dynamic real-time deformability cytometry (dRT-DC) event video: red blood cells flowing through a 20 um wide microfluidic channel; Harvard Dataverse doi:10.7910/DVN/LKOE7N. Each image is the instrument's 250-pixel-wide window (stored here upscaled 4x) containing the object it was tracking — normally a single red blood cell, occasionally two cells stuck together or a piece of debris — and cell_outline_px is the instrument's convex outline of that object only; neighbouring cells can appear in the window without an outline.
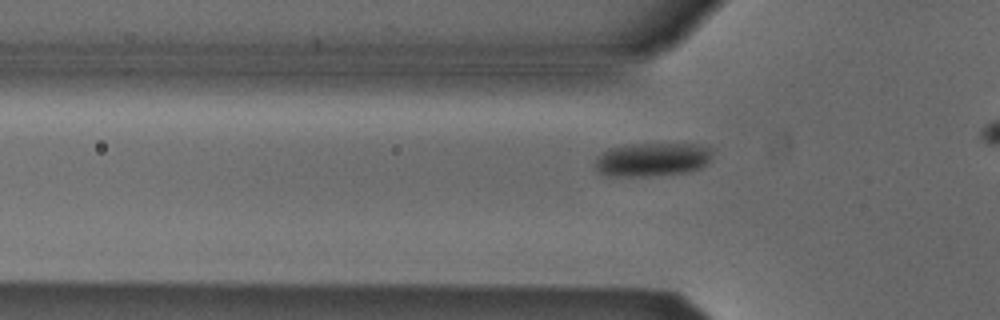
{"species": "Egyptian fruit bat (a non-hibernating species)", "species_latin": "Rousettus aegyptiacus", "temperature_condition": "cold", "stored_images_in_passage": 22, "camera_frame_rate_fps": 3000, "um_per_image_px": 0.085, "animal": {"sex": "male"}, "frame": {"image": 1, "passage_image": 6, "time_ms": 1.667, "image_size_px": [1000, 320], "cell_outline_px": [[712, 152], [708, 160], [700, 168], [688, 172], [652, 176], [604, 176], [596, 172], [596, 160], [608, 148], [632, 144], [696, 144], [712, 148]], "centroid_in_image_um": [55.42, 13.57], "position_along_channel_um": 70.4, "area_um2": 22.95}}
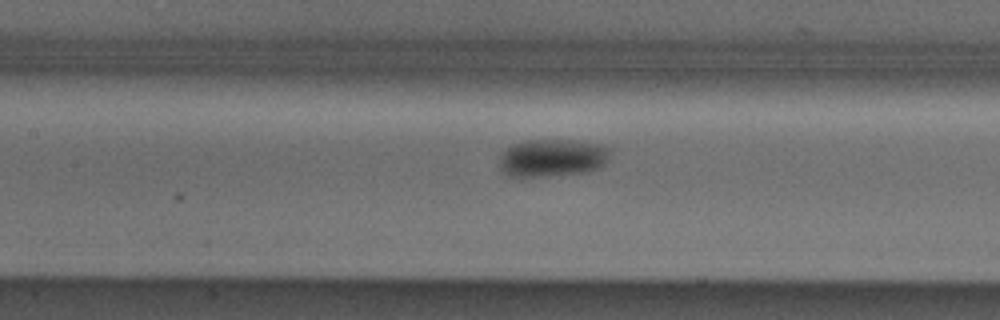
{"frame": {"image": 2, "passage_image": 13, "time_ms": 4.0, "image_size_px": [1000, 320], "cell_outline_px": [[608, 160], [600, 168], [588, 172], [544, 176], [504, 176], [500, 168], [500, 156], [512, 144], [528, 140], [572, 140], [604, 144], [608, 148]], "centroid_in_image_um": [46.96, 13.42], "position_along_channel_um": 160.4, "area_um2": 24.39}}
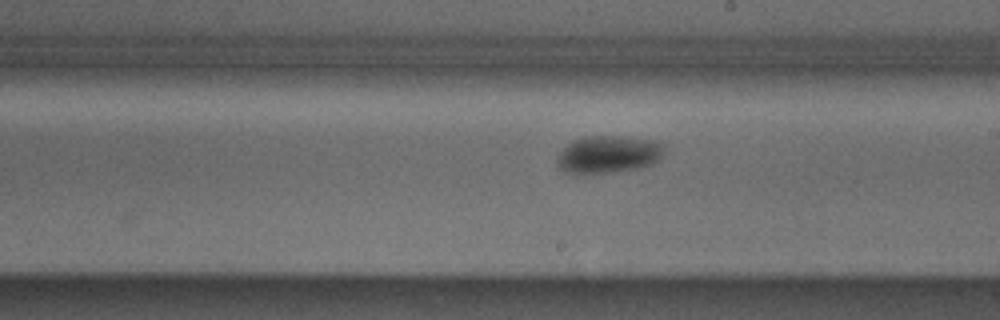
{"frame": {"image": 3, "passage_image": 19, "time_ms": 6.0, "image_size_px": [1000, 320], "cell_outline_px": [[664, 152], [652, 164], [636, 168], [580, 176], [564, 172], [556, 164], [556, 160], [560, 152], [568, 144], [584, 136], [620, 136], [656, 140], [664, 148]], "centroid_in_image_um": [51.64, 13.14], "position_along_channel_um": 237.4, "area_um2": 23.47}}